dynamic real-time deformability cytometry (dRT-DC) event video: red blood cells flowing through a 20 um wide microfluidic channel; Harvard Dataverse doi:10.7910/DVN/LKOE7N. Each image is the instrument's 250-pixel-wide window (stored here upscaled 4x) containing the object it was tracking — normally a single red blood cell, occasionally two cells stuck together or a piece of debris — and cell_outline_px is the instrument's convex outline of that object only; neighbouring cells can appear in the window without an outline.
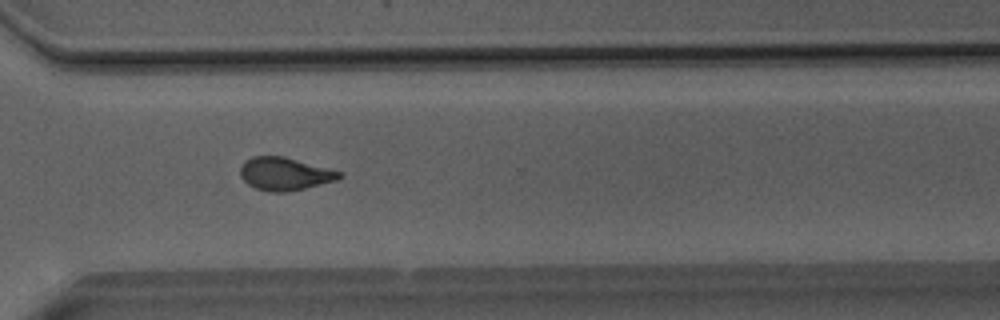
{"species": "Egyptian fruit bat (a non-hibernating species)", "species_latin": "Rousettus aegyptiacus", "temperature_condition": "room temperature", "stored_images_in_passage": 35, "camera_frame_rate_fps": 3000, "um_per_image_px": 0.085, "animal": {"sex": "male"}, "frame": {"image": 1, "passage_image": 25, "time_ms": 8.0, "image_size_px": [1000, 320], "cell_outline_px": [[344, 176], [336, 180], [288, 192], [268, 192], [256, 188], [248, 184], [240, 176], [240, 168], [244, 160], [252, 156], [284, 156], [344, 172]], "centroid_in_image_um": [24.21, 14.77], "position_along_channel_um": 346.4, "area_um2": 19.13}}
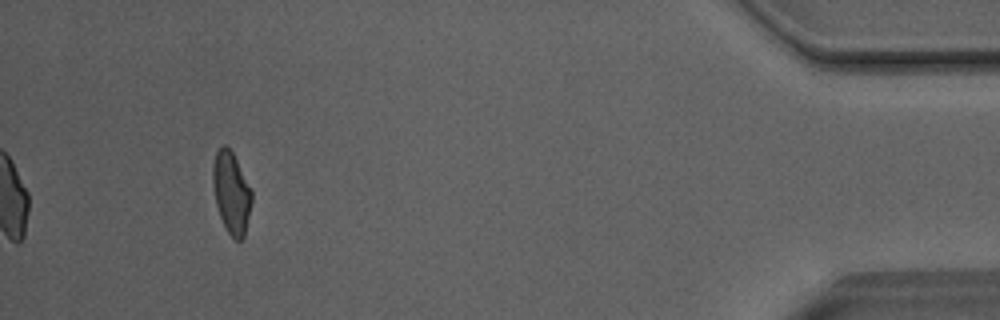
{"frame": {"image": 2, "passage_image": 35, "time_ms": 11.333, "image_size_px": [1000, 320], "cell_outline_px": [[252, 200], [244, 236], [240, 240], [236, 240], [228, 232], [220, 216], [216, 204], [212, 184], [212, 164], [216, 152], [224, 144], [232, 152], [252, 188]], "centroid_in_image_um": [19.66, 16.35], "position_along_channel_um": 415.5, "area_um2": 18.44}, "authors_computed_cell_mechanics": {"area_um2": 19.074, "velocity_mm_per_s": 4.0771, "shape_relaxation_time_tau1_ms": 5.9079, "shape_relaxation_time_tau2_ms": 2.3003, "deformation_change_tau1": 0.1656, "deformation_change_tau2": 0.0916}}